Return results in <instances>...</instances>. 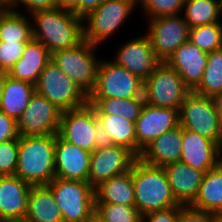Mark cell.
I'll list each match as a JSON object with an SVG mask.
<instances>
[{"label":"cell","mask_w":222,"mask_h":222,"mask_svg":"<svg viewBox=\"0 0 222 222\" xmlns=\"http://www.w3.org/2000/svg\"><path fill=\"white\" fill-rule=\"evenodd\" d=\"M133 185L135 207L141 215L180 206L163 167L147 164L137 158L133 163Z\"/></svg>","instance_id":"cell-3"},{"label":"cell","mask_w":222,"mask_h":222,"mask_svg":"<svg viewBox=\"0 0 222 222\" xmlns=\"http://www.w3.org/2000/svg\"><path fill=\"white\" fill-rule=\"evenodd\" d=\"M50 61L49 50L40 41L32 38L26 43L22 58L6 74L14 79L36 85L41 72Z\"/></svg>","instance_id":"cell-22"},{"label":"cell","mask_w":222,"mask_h":222,"mask_svg":"<svg viewBox=\"0 0 222 222\" xmlns=\"http://www.w3.org/2000/svg\"><path fill=\"white\" fill-rule=\"evenodd\" d=\"M191 207L210 213H222V161L205 172Z\"/></svg>","instance_id":"cell-27"},{"label":"cell","mask_w":222,"mask_h":222,"mask_svg":"<svg viewBox=\"0 0 222 222\" xmlns=\"http://www.w3.org/2000/svg\"><path fill=\"white\" fill-rule=\"evenodd\" d=\"M88 98H145L144 81L114 61L103 59Z\"/></svg>","instance_id":"cell-8"},{"label":"cell","mask_w":222,"mask_h":222,"mask_svg":"<svg viewBox=\"0 0 222 222\" xmlns=\"http://www.w3.org/2000/svg\"><path fill=\"white\" fill-rule=\"evenodd\" d=\"M99 124L111 135L114 145L123 146L136 155L135 122L118 115H96Z\"/></svg>","instance_id":"cell-29"},{"label":"cell","mask_w":222,"mask_h":222,"mask_svg":"<svg viewBox=\"0 0 222 222\" xmlns=\"http://www.w3.org/2000/svg\"><path fill=\"white\" fill-rule=\"evenodd\" d=\"M58 135L70 144L94 151L95 131V111L87 103L85 106L62 111Z\"/></svg>","instance_id":"cell-16"},{"label":"cell","mask_w":222,"mask_h":222,"mask_svg":"<svg viewBox=\"0 0 222 222\" xmlns=\"http://www.w3.org/2000/svg\"><path fill=\"white\" fill-rule=\"evenodd\" d=\"M179 123L182 128L198 133L222 148V120L213 97L191 91L179 108Z\"/></svg>","instance_id":"cell-6"},{"label":"cell","mask_w":222,"mask_h":222,"mask_svg":"<svg viewBox=\"0 0 222 222\" xmlns=\"http://www.w3.org/2000/svg\"><path fill=\"white\" fill-rule=\"evenodd\" d=\"M95 212L105 222H141V214L135 206L95 203Z\"/></svg>","instance_id":"cell-34"},{"label":"cell","mask_w":222,"mask_h":222,"mask_svg":"<svg viewBox=\"0 0 222 222\" xmlns=\"http://www.w3.org/2000/svg\"><path fill=\"white\" fill-rule=\"evenodd\" d=\"M96 115H118L132 122L140 116L145 98H88Z\"/></svg>","instance_id":"cell-28"},{"label":"cell","mask_w":222,"mask_h":222,"mask_svg":"<svg viewBox=\"0 0 222 222\" xmlns=\"http://www.w3.org/2000/svg\"><path fill=\"white\" fill-rule=\"evenodd\" d=\"M35 92L34 84L14 79L5 73L0 111L17 121Z\"/></svg>","instance_id":"cell-25"},{"label":"cell","mask_w":222,"mask_h":222,"mask_svg":"<svg viewBox=\"0 0 222 222\" xmlns=\"http://www.w3.org/2000/svg\"><path fill=\"white\" fill-rule=\"evenodd\" d=\"M32 38L30 16L9 8L0 16V41H30Z\"/></svg>","instance_id":"cell-31"},{"label":"cell","mask_w":222,"mask_h":222,"mask_svg":"<svg viewBox=\"0 0 222 222\" xmlns=\"http://www.w3.org/2000/svg\"><path fill=\"white\" fill-rule=\"evenodd\" d=\"M214 103H215V107H216V111L218 112V114L221 117L222 120V92L215 95L213 97Z\"/></svg>","instance_id":"cell-45"},{"label":"cell","mask_w":222,"mask_h":222,"mask_svg":"<svg viewBox=\"0 0 222 222\" xmlns=\"http://www.w3.org/2000/svg\"><path fill=\"white\" fill-rule=\"evenodd\" d=\"M137 158L128 148L117 145L91 152L88 183L95 189L111 177L130 170Z\"/></svg>","instance_id":"cell-14"},{"label":"cell","mask_w":222,"mask_h":222,"mask_svg":"<svg viewBox=\"0 0 222 222\" xmlns=\"http://www.w3.org/2000/svg\"><path fill=\"white\" fill-rule=\"evenodd\" d=\"M163 168L178 204L191 205L198 194L205 172L194 169L181 161L169 163Z\"/></svg>","instance_id":"cell-21"},{"label":"cell","mask_w":222,"mask_h":222,"mask_svg":"<svg viewBox=\"0 0 222 222\" xmlns=\"http://www.w3.org/2000/svg\"><path fill=\"white\" fill-rule=\"evenodd\" d=\"M19 137L0 143V176H13L18 162Z\"/></svg>","instance_id":"cell-36"},{"label":"cell","mask_w":222,"mask_h":222,"mask_svg":"<svg viewBox=\"0 0 222 222\" xmlns=\"http://www.w3.org/2000/svg\"><path fill=\"white\" fill-rule=\"evenodd\" d=\"M132 74L145 81L161 61L155 55L148 35L142 34L122 43L113 60Z\"/></svg>","instance_id":"cell-15"},{"label":"cell","mask_w":222,"mask_h":222,"mask_svg":"<svg viewBox=\"0 0 222 222\" xmlns=\"http://www.w3.org/2000/svg\"><path fill=\"white\" fill-rule=\"evenodd\" d=\"M211 213L203 210H198L190 205L179 206L177 222H210Z\"/></svg>","instance_id":"cell-39"},{"label":"cell","mask_w":222,"mask_h":222,"mask_svg":"<svg viewBox=\"0 0 222 222\" xmlns=\"http://www.w3.org/2000/svg\"><path fill=\"white\" fill-rule=\"evenodd\" d=\"M190 92L178 72L166 62H161L144 81L145 102L154 106L179 110Z\"/></svg>","instance_id":"cell-10"},{"label":"cell","mask_w":222,"mask_h":222,"mask_svg":"<svg viewBox=\"0 0 222 222\" xmlns=\"http://www.w3.org/2000/svg\"><path fill=\"white\" fill-rule=\"evenodd\" d=\"M29 16L33 39L40 41L51 54L72 49L84 41L83 18L71 10L56 8L36 11Z\"/></svg>","instance_id":"cell-1"},{"label":"cell","mask_w":222,"mask_h":222,"mask_svg":"<svg viewBox=\"0 0 222 222\" xmlns=\"http://www.w3.org/2000/svg\"><path fill=\"white\" fill-rule=\"evenodd\" d=\"M179 207L141 215V222H177Z\"/></svg>","instance_id":"cell-41"},{"label":"cell","mask_w":222,"mask_h":222,"mask_svg":"<svg viewBox=\"0 0 222 222\" xmlns=\"http://www.w3.org/2000/svg\"><path fill=\"white\" fill-rule=\"evenodd\" d=\"M95 131L97 135L94 140V151L99 149H104L106 147L114 145L111 140V135L103 129V127L99 124L96 113H95Z\"/></svg>","instance_id":"cell-42"},{"label":"cell","mask_w":222,"mask_h":222,"mask_svg":"<svg viewBox=\"0 0 222 222\" xmlns=\"http://www.w3.org/2000/svg\"><path fill=\"white\" fill-rule=\"evenodd\" d=\"M17 122L0 111V143L18 138Z\"/></svg>","instance_id":"cell-40"},{"label":"cell","mask_w":222,"mask_h":222,"mask_svg":"<svg viewBox=\"0 0 222 222\" xmlns=\"http://www.w3.org/2000/svg\"><path fill=\"white\" fill-rule=\"evenodd\" d=\"M91 152L63 140L56 134L55 178L88 182Z\"/></svg>","instance_id":"cell-17"},{"label":"cell","mask_w":222,"mask_h":222,"mask_svg":"<svg viewBox=\"0 0 222 222\" xmlns=\"http://www.w3.org/2000/svg\"><path fill=\"white\" fill-rule=\"evenodd\" d=\"M9 8L8 0H0V16Z\"/></svg>","instance_id":"cell-47"},{"label":"cell","mask_w":222,"mask_h":222,"mask_svg":"<svg viewBox=\"0 0 222 222\" xmlns=\"http://www.w3.org/2000/svg\"><path fill=\"white\" fill-rule=\"evenodd\" d=\"M9 9L27 12L30 15L36 11L52 10L58 8L57 0H8ZM23 9H20L22 7ZM25 8L26 11H23ZM20 9V10H19Z\"/></svg>","instance_id":"cell-38"},{"label":"cell","mask_w":222,"mask_h":222,"mask_svg":"<svg viewBox=\"0 0 222 222\" xmlns=\"http://www.w3.org/2000/svg\"><path fill=\"white\" fill-rule=\"evenodd\" d=\"M182 16L190 28L220 22L219 0H185Z\"/></svg>","instance_id":"cell-30"},{"label":"cell","mask_w":222,"mask_h":222,"mask_svg":"<svg viewBox=\"0 0 222 222\" xmlns=\"http://www.w3.org/2000/svg\"><path fill=\"white\" fill-rule=\"evenodd\" d=\"M193 92L207 97H214L222 92V49L208 54L202 80Z\"/></svg>","instance_id":"cell-32"},{"label":"cell","mask_w":222,"mask_h":222,"mask_svg":"<svg viewBox=\"0 0 222 222\" xmlns=\"http://www.w3.org/2000/svg\"><path fill=\"white\" fill-rule=\"evenodd\" d=\"M95 203L135 206L133 166L127 172L113 176L94 189Z\"/></svg>","instance_id":"cell-24"},{"label":"cell","mask_w":222,"mask_h":222,"mask_svg":"<svg viewBox=\"0 0 222 222\" xmlns=\"http://www.w3.org/2000/svg\"><path fill=\"white\" fill-rule=\"evenodd\" d=\"M5 73L0 72V100L3 93V83H4Z\"/></svg>","instance_id":"cell-49"},{"label":"cell","mask_w":222,"mask_h":222,"mask_svg":"<svg viewBox=\"0 0 222 222\" xmlns=\"http://www.w3.org/2000/svg\"><path fill=\"white\" fill-rule=\"evenodd\" d=\"M208 54L189 40L180 45L166 63L181 76L183 83L193 91L201 82Z\"/></svg>","instance_id":"cell-20"},{"label":"cell","mask_w":222,"mask_h":222,"mask_svg":"<svg viewBox=\"0 0 222 222\" xmlns=\"http://www.w3.org/2000/svg\"><path fill=\"white\" fill-rule=\"evenodd\" d=\"M32 185L18 176H0V220H24Z\"/></svg>","instance_id":"cell-19"},{"label":"cell","mask_w":222,"mask_h":222,"mask_svg":"<svg viewBox=\"0 0 222 222\" xmlns=\"http://www.w3.org/2000/svg\"><path fill=\"white\" fill-rule=\"evenodd\" d=\"M97 48L98 45L84 40L72 49L58 50L51 54V61L87 95L96 84L97 72L102 60L96 55Z\"/></svg>","instance_id":"cell-5"},{"label":"cell","mask_w":222,"mask_h":222,"mask_svg":"<svg viewBox=\"0 0 222 222\" xmlns=\"http://www.w3.org/2000/svg\"><path fill=\"white\" fill-rule=\"evenodd\" d=\"M180 161L194 169L207 172L222 161V148L202 135L182 128Z\"/></svg>","instance_id":"cell-18"},{"label":"cell","mask_w":222,"mask_h":222,"mask_svg":"<svg viewBox=\"0 0 222 222\" xmlns=\"http://www.w3.org/2000/svg\"><path fill=\"white\" fill-rule=\"evenodd\" d=\"M29 41H0V72L7 73L20 59Z\"/></svg>","instance_id":"cell-37"},{"label":"cell","mask_w":222,"mask_h":222,"mask_svg":"<svg viewBox=\"0 0 222 222\" xmlns=\"http://www.w3.org/2000/svg\"><path fill=\"white\" fill-rule=\"evenodd\" d=\"M221 23L190 28L188 40L207 54L222 49Z\"/></svg>","instance_id":"cell-33"},{"label":"cell","mask_w":222,"mask_h":222,"mask_svg":"<svg viewBox=\"0 0 222 222\" xmlns=\"http://www.w3.org/2000/svg\"><path fill=\"white\" fill-rule=\"evenodd\" d=\"M210 222H222V213H211Z\"/></svg>","instance_id":"cell-48"},{"label":"cell","mask_w":222,"mask_h":222,"mask_svg":"<svg viewBox=\"0 0 222 222\" xmlns=\"http://www.w3.org/2000/svg\"><path fill=\"white\" fill-rule=\"evenodd\" d=\"M103 0H78V17L84 18L95 10Z\"/></svg>","instance_id":"cell-43"},{"label":"cell","mask_w":222,"mask_h":222,"mask_svg":"<svg viewBox=\"0 0 222 222\" xmlns=\"http://www.w3.org/2000/svg\"><path fill=\"white\" fill-rule=\"evenodd\" d=\"M24 220L27 222H64L61 210L47 185L32 186Z\"/></svg>","instance_id":"cell-26"},{"label":"cell","mask_w":222,"mask_h":222,"mask_svg":"<svg viewBox=\"0 0 222 222\" xmlns=\"http://www.w3.org/2000/svg\"><path fill=\"white\" fill-rule=\"evenodd\" d=\"M47 186L64 222H85L95 212L94 189L88 182L54 178Z\"/></svg>","instance_id":"cell-7"},{"label":"cell","mask_w":222,"mask_h":222,"mask_svg":"<svg viewBox=\"0 0 222 222\" xmlns=\"http://www.w3.org/2000/svg\"><path fill=\"white\" fill-rule=\"evenodd\" d=\"M180 126L179 110L145 103L140 116L135 121L136 156L153 140Z\"/></svg>","instance_id":"cell-13"},{"label":"cell","mask_w":222,"mask_h":222,"mask_svg":"<svg viewBox=\"0 0 222 222\" xmlns=\"http://www.w3.org/2000/svg\"><path fill=\"white\" fill-rule=\"evenodd\" d=\"M62 111L35 92L17 122L19 136L58 134Z\"/></svg>","instance_id":"cell-12"},{"label":"cell","mask_w":222,"mask_h":222,"mask_svg":"<svg viewBox=\"0 0 222 222\" xmlns=\"http://www.w3.org/2000/svg\"><path fill=\"white\" fill-rule=\"evenodd\" d=\"M182 155V127L168 131L147 145L138 157L143 162L164 167L180 161Z\"/></svg>","instance_id":"cell-23"},{"label":"cell","mask_w":222,"mask_h":222,"mask_svg":"<svg viewBox=\"0 0 222 222\" xmlns=\"http://www.w3.org/2000/svg\"><path fill=\"white\" fill-rule=\"evenodd\" d=\"M35 90L61 111L78 109L88 103V95L52 61L41 72Z\"/></svg>","instance_id":"cell-9"},{"label":"cell","mask_w":222,"mask_h":222,"mask_svg":"<svg viewBox=\"0 0 222 222\" xmlns=\"http://www.w3.org/2000/svg\"><path fill=\"white\" fill-rule=\"evenodd\" d=\"M58 8L71 10L78 16V0H57Z\"/></svg>","instance_id":"cell-44"},{"label":"cell","mask_w":222,"mask_h":222,"mask_svg":"<svg viewBox=\"0 0 222 222\" xmlns=\"http://www.w3.org/2000/svg\"><path fill=\"white\" fill-rule=\"evenodd\" d=\"M219 5H220V12L222 14V0H219Z\"/></svg>","instance_id":"cell-50"},{"label":"cell","mask_w":222,"mask_h":222,"mask_svg":"<svg viewBox=\"0 0 222 222\" xmlns=\"http://www.w3.org/2000/svg\"><path fill=\"white\" fill-rule=\"evenodd\" d=\"M136 0H103L83 18L84 40L101 45L113 37L137 8Z\"/></svg>","instance_id":"cell-4"},{"label":"cell","mask_w":222,"mask_h":222,"mask_svg":"<svg viewBox=\"0 0 222 222\" xmlns=\"http://www.w3.org/2000/svg\"><path fill=\"white\" fill-rule=\"evenodd\" d=\"M148 20L145 33L157 58L166 62L180 45L188 41L190 27L182 15L161 16Z\"/></svg>","instance_id":"cell-11"},{"label":"cell","mask_w":222,"mask_h":222,"mask_svg":"<svg viewBox=\"0 0 222 222\" xmlns=\"http://www.w3.org/2000/svg\"><path fill=\"white\" fill-rule=\"evenodd\" d=\"M56 134L19 136L15 176L32 186L48 185L55 178Z\"/></svg>","instance_id":"cell-2"},{"label":"cell","mask_w":222,"mask_h":222,"mask_svg":"<svg viewBox=\"0 0 222 222\" xmlns=\"http://www.w3.org/2000/svg\"><path fill=\"white\" fill-rule=\"evenodd\" d=\"M185 0H136L147 19L182 15Z\"/></svg>","instance_id":"cell-35"},{"label":"cell","mask_w":222,"mask_h":222,"mask_svg":"<svg viewBox=\"0 0 222 222\" xmlns=\"http://www.w3.org/2000/svg\"><path fill=\"white\" fill-rule=\"evenodd\" d=\"M85 222H105L98 213L94 212Z\"/></svg>","instance_id":"cell-46"},{"label":"cell","mask_w":222,"mask_h":222,"mask_svg":"<svg viewBox=\"0 0 222 222\" xmlns=\"http://www.w3.org/2000/svg\"><path fill=\"white\" fill-rule=\"evenodd\" d=\"M6 222H27L25 220H16V221H6Z\"/></svg>","instance_id":"cell-51"}]
</instances>
